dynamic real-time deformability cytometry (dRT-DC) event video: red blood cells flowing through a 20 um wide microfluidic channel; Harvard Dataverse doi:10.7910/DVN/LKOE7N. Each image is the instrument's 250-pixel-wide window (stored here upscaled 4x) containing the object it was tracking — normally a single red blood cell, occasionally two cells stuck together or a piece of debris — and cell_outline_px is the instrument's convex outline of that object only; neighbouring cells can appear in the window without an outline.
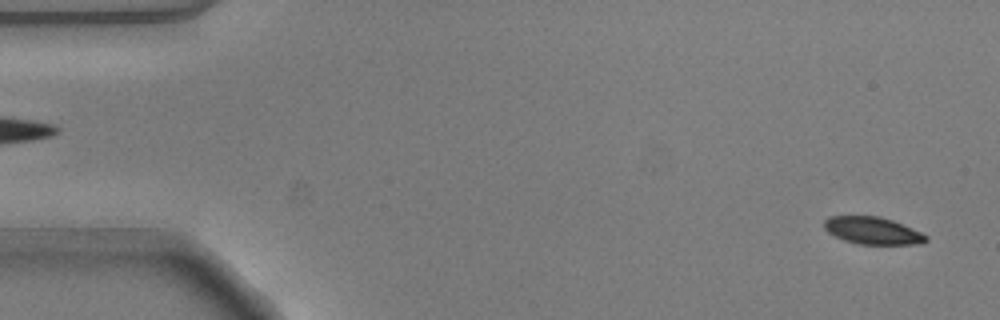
{"species": "common noctule bat (a hibernating species)", "species_latin": "Nyctalus noctula", "temperature_condition": "warm", "stored_images_in_passage": 50, "camera_frame_rate_fps": 3000, "um_per_image_px": 0.085, "animal": {"sex": "male", "body_mass_g": 20.5, "forearm_length_mm": 52.5}, "frame": {"image": 1, "passage_image": 2, "time_ms": 0.333, "image_size_px": [1000, 320], "cell_outline_px": [[928, 240], [924, 244], [860, 244], [844, 240], [828, 232], [824, 228], [824, 220], [828, 216], [880, 216], [892, 220], [912, 228], [928, 236]], "centroid_in_image_um": [74.19, 19.6], "position_along_channel_um": 10.8, "area_um2": 16.18}}
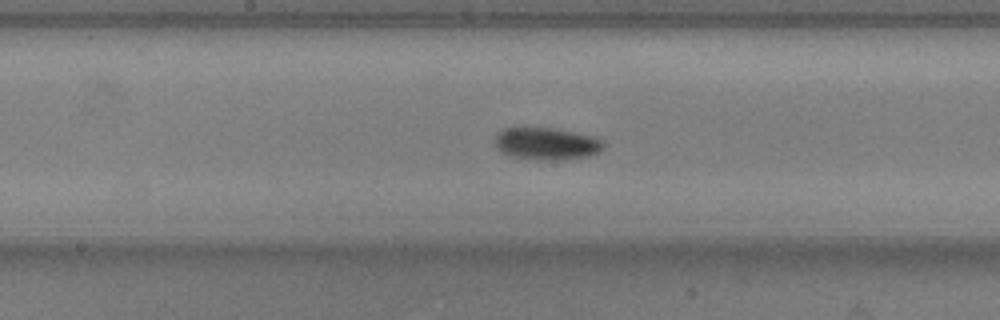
{"frame": {"image": 2, "passage_image": 27, "time_ms": 8.667, "image_size_px": [1000, 320], "cell_outline_px": [[604, 148], [600, 152], [584, 156], [552, 160], [548, 160], [508, 156], [500, 152], [496, 144], [496, 132], [504, 128], [556, 128], [592, 136], [604, 140]], "centroid_in_image_um": [46.45, 12.2], "position_along_channel_um": 201.8, "area_um2": 20.23}}
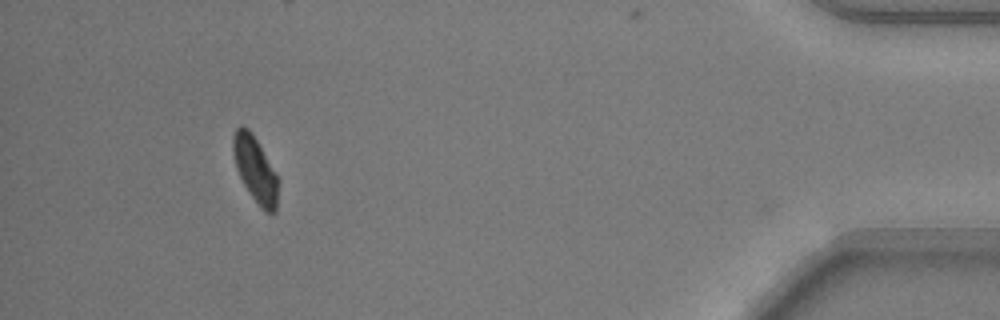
{"frame": {"image": 3, "passage_image": 49, "time_ms": 16.0, "image_size_px": [1000, 320], "cell_outline_px": [[280, 180], [276, 212], [264, 212], [252, 196], [244, 184], [236, 168], [232, 152], [232, 136], [236, 128], [240, 124], [248, 128], [256, 140], [276, 172]], "centroid_in_image_um": [21.71, 14.4], "position_along_channel_um": 413.5, "area_um2": 17.4}, "authors_computed_cell_mechanics": {"area_um2": 18.3226, "velocity_mm_per_s": 3.7784, "shape_relaxation_time_tau1_ms": 1.6275, "shape_relaxation_time_tau2_ms": null, "deformation_change_tau1": 0.1131, "deformation_change_tau2": null}}